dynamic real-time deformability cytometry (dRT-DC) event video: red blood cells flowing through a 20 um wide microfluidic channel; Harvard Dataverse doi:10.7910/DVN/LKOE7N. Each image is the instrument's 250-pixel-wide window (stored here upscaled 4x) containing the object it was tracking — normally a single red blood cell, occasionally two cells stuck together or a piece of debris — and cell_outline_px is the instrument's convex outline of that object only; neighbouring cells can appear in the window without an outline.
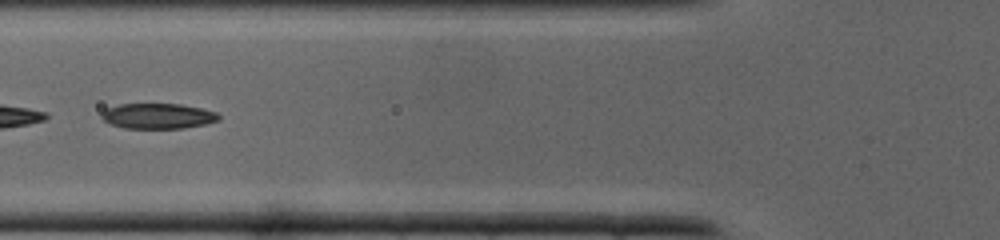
{"species": "common noctule bat (a hibernating species)", "species_latin": "Nyctalus noctula", "temperature_condition": "cold", "stored_images_in_passage": 36, "camera_frame_rate_fps": 3000, "um_per_image_px": 0.085, "animal": {"sex": "male", "body_mass_g": 19.0, "forearm_length_mm": 50.8}, "frame": {"image": 1, "passage_image": 14, "time_ms": 4.333, "image_size_px": [1000, 240], "cell_outline_px": [[220, 120], [204, 124], [184, 128], [124, 128], [112, 124], [104, 120], [100, 116], [104, 108], [120, 104], [180, 104], [200, 108], [216, 112], [220, 116]], "centroid_in_image_um": [13.4, 9.86], "position_along_channel_um": 112.4, "area_um2": 17.28}}
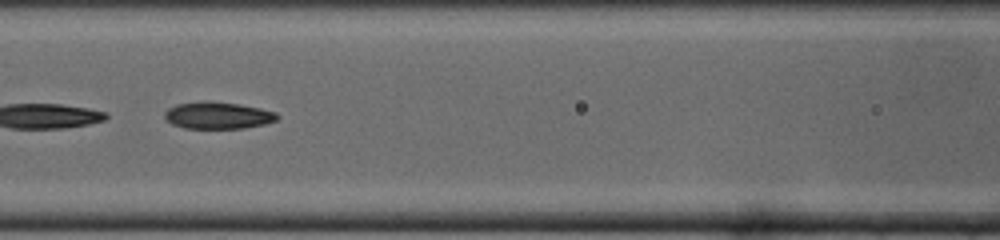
{"frame": {"image": 2, "passage_image": 16, "time_ms": 5.0, "image_size_px": [1000, 240], "cell_outline_px": [[280, 116], [276, 120], [264, 124], [244, 128], [184, 128], [172, 124], [164, 116], [164, 112], [168, 108], [176, 104], [240, 104], [260, 108], [276, 112]], "centroid_in_image_um": [18.56, 9.85], "position_along_channel_um": 148.0, "area_um2": 16.82}}